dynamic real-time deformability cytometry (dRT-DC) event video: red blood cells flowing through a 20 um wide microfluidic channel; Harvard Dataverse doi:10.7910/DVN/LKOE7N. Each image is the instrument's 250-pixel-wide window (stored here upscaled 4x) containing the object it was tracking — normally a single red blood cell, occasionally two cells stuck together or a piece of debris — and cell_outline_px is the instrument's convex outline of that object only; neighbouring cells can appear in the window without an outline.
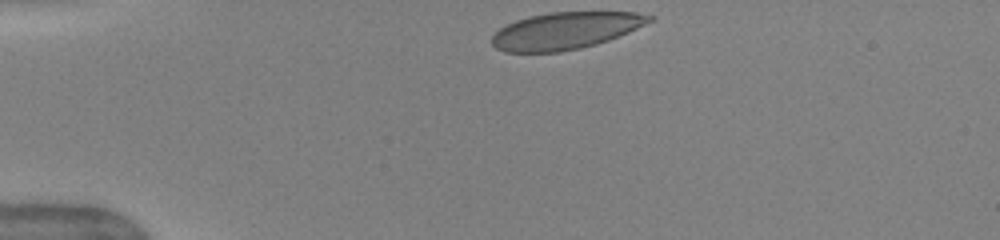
{"species": "human", "species_latin": "Homo sapiens", "temperature_condition": "warm", "stored_images_in_passage": 34, "camera_frame_rate_fps": 3000, "um_per_image_px": 0.085, "donor": {"sex": "female"}, "frame": {"image": 1, "passage_image": 1, "time_ms": 0.0, "image_size_px": [1000, 240], "cell_outline_px": [[656, 16], [652, 20], [628, 32], [608, 40], [596, 44], [580, 48], [560, 52], [504, 52], [496, 48], [492, 44], [492, 36], [500, 28], [516, 20], [528, 16], [552, 12], [636, 12]], "centroid_in_image_um": [48.05, 2.61], "position_along_channel_um": 37.0, "area_um2": 33.76}}
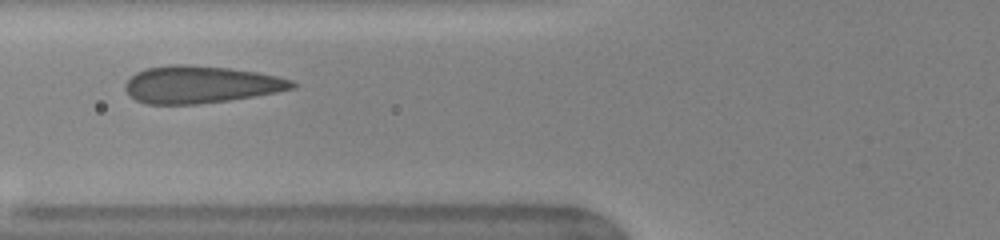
{"frame": {"image": 2, "passage_image": 10, "time_ms": 3.0, "image_size_px": [1000, 240], "cell_outline_px": [[296, 88], [276, 92], [228, 100], [196, 104], [144, 104], [136, 100], [124, 88], [124, 84], [136, 72], [148, 68], [168, 64], [188, 64], [228, 68], [256, 72], [276, 76], [292, 80], [296, 84]], "centroid_in_image_um": [17.03, 7.18], "position_along_channel_um": 108.8, "area_um2": 36.07}}
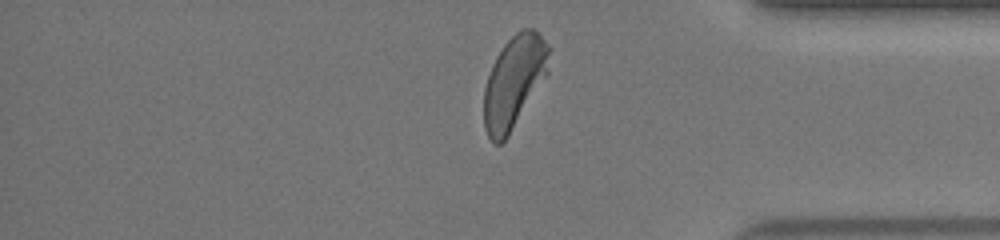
{"frame": {"image": 3, "passage_image": 32, "time_ms": 10.333, "image_size_px": [1000, 240], "cell_outline_px": [[552, 48], [548, 76], [508, 136], [500, 144], [496, 144], [488, 136], [484, 128], [484, 88], [492, 64], [496, 56], [504, 44], [516, 32], [524, 28], [532, 28], [540, 32]], "centroid_in_image_um": [43.75, 6.92], "position_along_channel_um": 391.5, "area_um2": 35.72}, "authors_computed_cell_mechanics": {"area_um2": 35.6048, "velocity_mm_per_s": 4.0249, "shape_relaxation_time_tau1_ms": 4.2664, "shape_relaxation_time_tau2_ms": null, "deformation_change_tau1": 0.1768, "deformation_change_tau2": null}}